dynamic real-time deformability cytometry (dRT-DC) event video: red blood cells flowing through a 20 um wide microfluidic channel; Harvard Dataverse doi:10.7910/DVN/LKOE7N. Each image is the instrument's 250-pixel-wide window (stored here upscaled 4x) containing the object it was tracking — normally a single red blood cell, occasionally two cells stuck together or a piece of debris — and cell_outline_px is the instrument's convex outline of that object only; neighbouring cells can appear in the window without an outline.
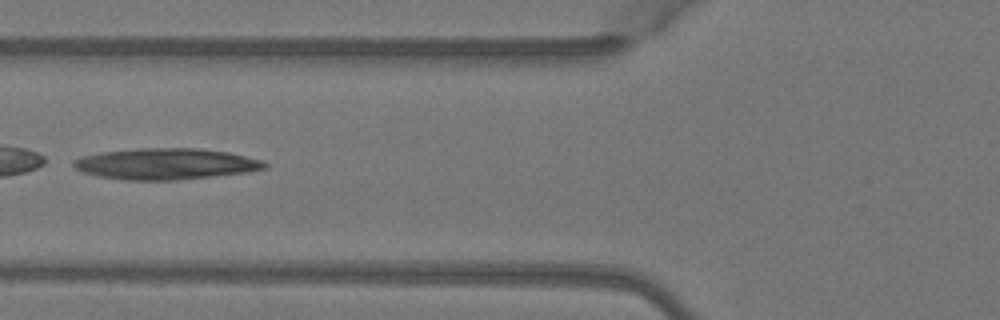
{"species": "Egyptian fruit bat (a non-hibernating species)", "species_latin": "Rousettus aegyptiacus", "temperature_condition": "warm", "stored_images_in_passage": 3, "camera_frame_rate_fps": 3000, "um_per_image_px": 0.085, "animal": {"sex": "female"}, "frame": {"image": 1, "passage_image": 2, "time_ms": 0.333, "image_size_px": [1000, 320], "cell_outline_px": [[268, 168], [248, 172], [180, 180], [124, 180], [96, 176], [84, 172], [76, 168], [72, 164], [76, 160], [84, 156], [100, 152], [136, 148], [196, 148], [228, 152], [264, 160], [268, 164]], "centroid_in_image_um": [14.14, 13.93], "position_along_channel_um": 111.7, "area_um2": 34.85}}
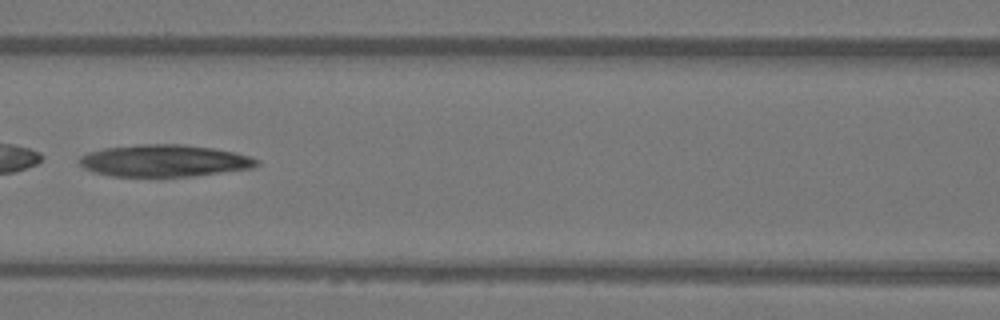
{"frame": {"image": 2, "passage_image": 3, "time_ms": 0.667, "image_size_px": [1000, 320], "cell_outline_px": [[260, 164], [252, 168], [196, 176], [112, 176], [92, 172], [84, 168], [80, 164], [80, 156], [88, 152], [104, 148], [136, 144], [184, 144], [212, 148], [236, 152], [260, 160]], "centroid_in_image_um": [13.97, 13.66], "position_along_channel_um": 152.6, "area_um2": 33.23}}